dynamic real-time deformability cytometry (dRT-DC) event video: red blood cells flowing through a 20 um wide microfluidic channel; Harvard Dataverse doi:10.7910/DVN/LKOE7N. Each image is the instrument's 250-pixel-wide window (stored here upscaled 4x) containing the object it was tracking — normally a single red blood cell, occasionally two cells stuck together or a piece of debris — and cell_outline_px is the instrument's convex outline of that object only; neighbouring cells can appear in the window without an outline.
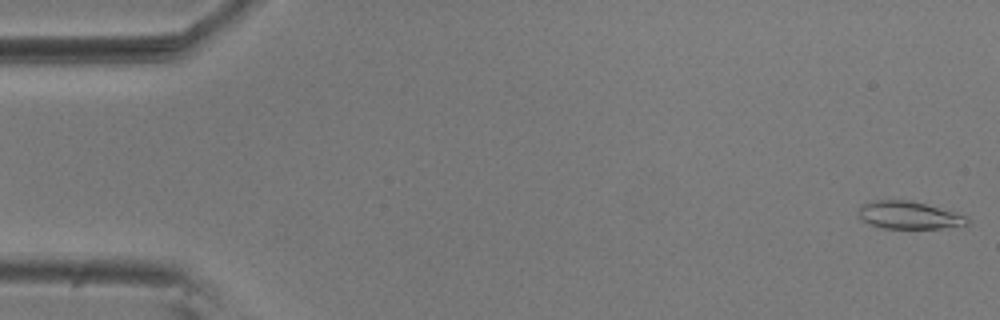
{"species": "common noctule bat (a hibernating species)", "species_latin": "Nyctalus noctula", "temperature_condition": "room temperature", "stored_images_in_passage": 55, "camera_frame_rate_fps": 3000, "um_per_image_px": 0.085, "animal": {"sex": "male", "body_mass_g": 20.5, "forearm_length_mm": 52.5}, "frame": {"image": 1, "passage_image": 1, "time_ms": 0.0, "image_size_px": [1000, 320], "cell_outline_px": [[968, 224], [940, 228], [884, 228], [872, 224], [864, 220], [860, 216], [860, 204], [872, 200], [908, 200], [924, 204], [952, 212], [964, 216], [968, 220]], "centroid_in_image_um": [77.21, 18.28], "position_along_channel_um": 7.8, "area_um2": 16.88}}
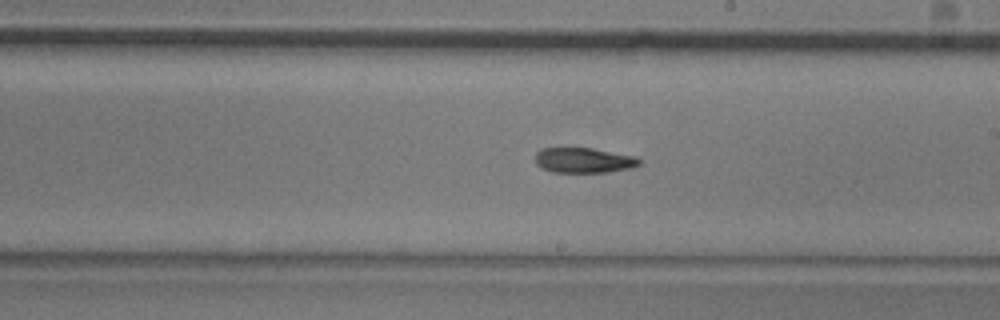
{"frame": {"image": 2, "passage_image": 31, "time_ms": 10.0, "image_size_px": [1000, 320], "cell_outline_px": [[640, 164], [632, 168], [608, 172], [552, 172], [540, 168], [536, 164], [536, 152], [540, 148], [592, 148], [636, 156], [640, 160]], "centroid_in_image_um": [49.61, 13.62], "position_along_channel_um": 239.4, "area_um2": 15.37}}
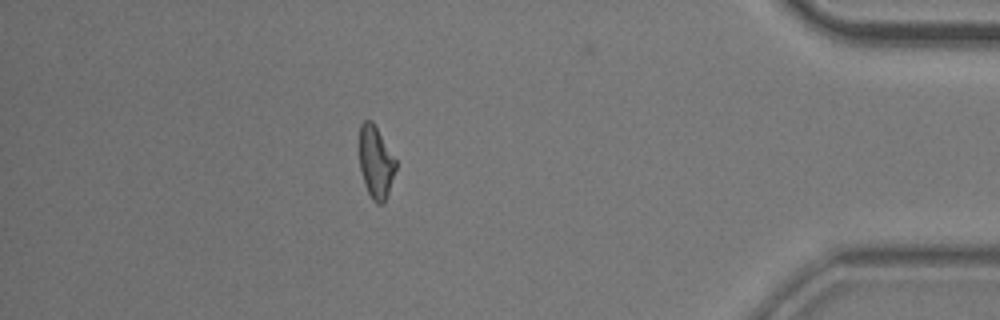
{"frame": {"image": 3, "passage_image": 48, "time_ms": 15.667, "image_size_px": [1000, 320], "cell_outline_px": [[396, 168], [384, 204], [376, 204], [372, 200], [364, 184], [360, 168], [360, 124], [364, 120], [372, 120], [396, 160]], "centroid_in_image_um": [31.94, 13.8], "position_along_channel_um": 403.3, "area_um2": 15.2}}